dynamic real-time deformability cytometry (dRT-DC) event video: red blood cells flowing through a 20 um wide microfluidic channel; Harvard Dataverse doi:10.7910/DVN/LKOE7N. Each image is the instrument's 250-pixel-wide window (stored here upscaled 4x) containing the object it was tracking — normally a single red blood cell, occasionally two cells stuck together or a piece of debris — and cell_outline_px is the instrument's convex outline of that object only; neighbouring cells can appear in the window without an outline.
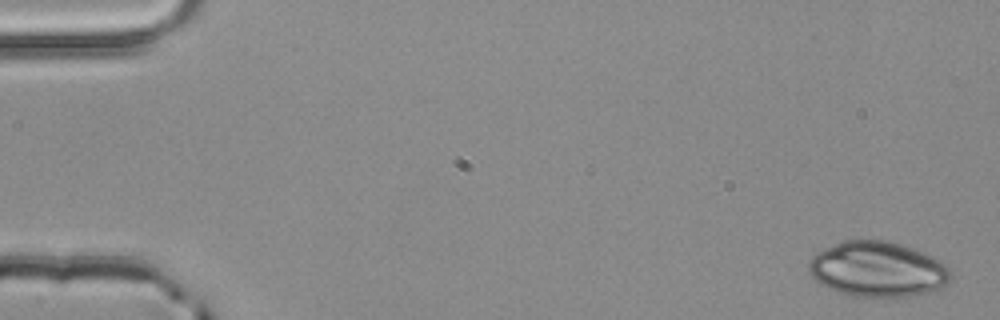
{"species": "common noctule bat (a hibernating species)", "species_latin": "Nyctalus noctula", "temperature_condition": "room temperature", "stored_images_in_passage": 5, "segment_of_instrument_passage": [1, 2], "camera_frame_rate_fps": 3000, "um_per_image_px": 0.085, "animal": {"sex": "male", "body_mass_g": 20.4}, "frame": {"image": 1, "passage_image": 1, "time_ms": 0.0, "image_size_px": [1000, 320], "cell_outline_px": [[952, 280], [948, 284], [940, 288], [928, 292], [908, 296], [852, 296], [836, 292], [820, 284], [812, 276], [808, 268], [808, 260], [816, 252], [824, 248], [844, 240], [888, 240], [916, 248], [940, 260], [948, 268], [952, 276]], "centroid_in_image_um": [74.6, 22.87], "position_along_channel_um": 10.4, "area_um2": 46.07}}